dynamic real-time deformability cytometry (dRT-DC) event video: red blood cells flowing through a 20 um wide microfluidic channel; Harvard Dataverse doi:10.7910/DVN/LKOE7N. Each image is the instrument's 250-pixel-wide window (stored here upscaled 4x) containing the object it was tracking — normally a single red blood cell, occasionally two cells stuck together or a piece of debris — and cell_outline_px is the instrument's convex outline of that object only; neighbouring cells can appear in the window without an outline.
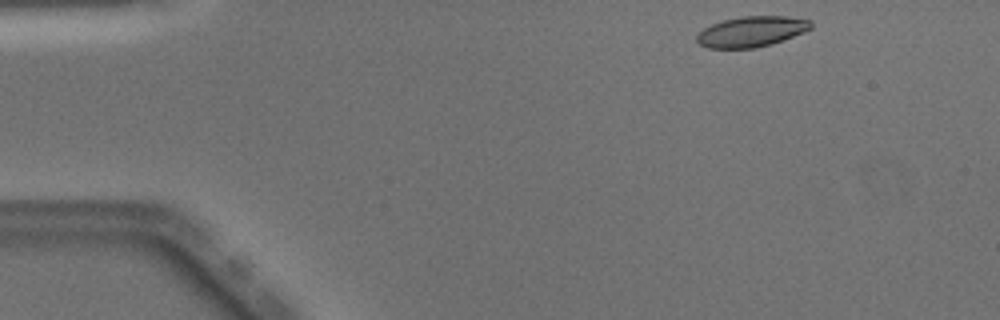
{"species": "Egyptian fruit bat (a non-hibernating species)", "species_latin": "Rousettus aegyptiacus", "temperature_condition": "warm", "stored_images_in_passage": 7, "camera_frame_rate_fps": 3000, "um_per_image_px": 0.085, "animal": {"sex": "male"}, "frame": {"image": 1, "passage_image": 1, "time_ms": 0.0, "image_size_px": [1000, 320], "cell_outline_px": [[812, 28], [804, 32], [756, 48], [708, 48], [700, 44], [696, 40], [696, 36], [704, 28], [712, 24], [724, 20], [740, 16], [788, 16], [812, 20]], "centroid_in_image_um": [63.88, 2.67], "position_along_channel_um": 21.1, "area_um2": 20.11}}